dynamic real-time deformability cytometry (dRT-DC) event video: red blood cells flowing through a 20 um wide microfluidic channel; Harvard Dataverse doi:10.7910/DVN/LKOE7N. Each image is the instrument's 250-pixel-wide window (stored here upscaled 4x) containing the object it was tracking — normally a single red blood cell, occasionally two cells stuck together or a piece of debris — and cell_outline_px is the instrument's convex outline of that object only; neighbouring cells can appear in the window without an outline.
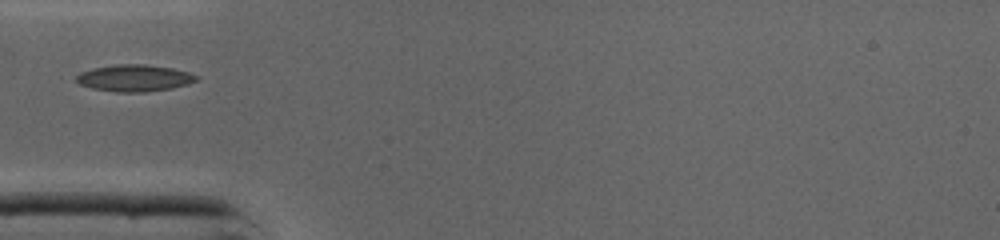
{"species": "common noctule bat (a hibernating species)", "species_latin": "Nyctalus noctula", "temperature_condition": "cold", "stored_images_in_passage": 32, "camera_frame_rate_fps": 3000, "um_per_image_px": 0.085, "animal": {"sex": "male", "body_mass_g": 19.0, "forearm_length_mm": 50.8}, "frame": {"image": 1, "passage_image": 1, "time_ms": 0.0, "image_size_px": [1000, 240], "cell_outline_px": [[200, 76], [196, 80], [188, 84], [172, 88], [144, 92], [116, 92], [92, 88], [80, 84], [76, 80], [76, 76], [80, 72], [92, 68], [116, 64], [144, 64], [172, 68], [188, 72]], "centroid_in_image_um": [11.42, 6.63], "position_along_channel_um": 73.6, "area_um2": 18.73}}
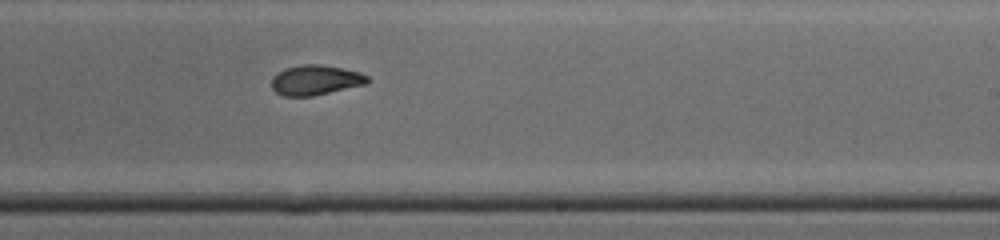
{"frame": {"image": 2, "passage_image": 14, "time_ms": 4.333, "image_size_px": [1000, 240], "cell_outline_px": [[372, 80], [368, 84], [312, 96], [284, 96], [276, 92], [272, 88], [272, 76], [284, 68], [304, 64], [320, 64], [360, 72], [368, 76]], "centroid_in_image_um": [26.84, 6.81], "position_along_channel_um": 262.2, "area_um2": 16.88}}
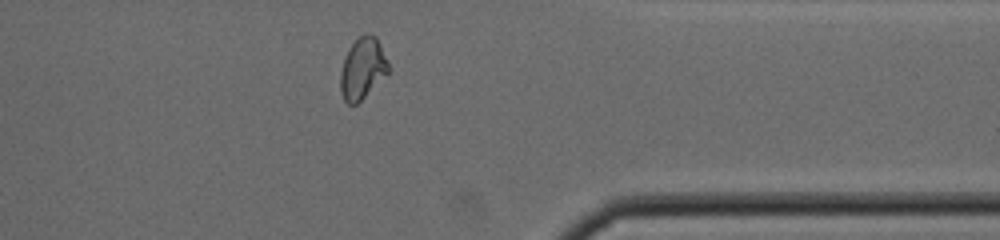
{"frame": {"image": 3, "passage_image": 23, "time_ms": 7.333, "image_size_px": [1000, 240], "cell_outline_px": [[388, 72], [356, 104], [348, 104], [344, 100], [340, 92], [340, 72], [348, 48], [360, 36], [368, 32], [376, 36], [388, 60]], "centroid_in_image_um": [30.8, 5.79], "position_along_channel_um": 380.6, "area_um2": 16.88}}